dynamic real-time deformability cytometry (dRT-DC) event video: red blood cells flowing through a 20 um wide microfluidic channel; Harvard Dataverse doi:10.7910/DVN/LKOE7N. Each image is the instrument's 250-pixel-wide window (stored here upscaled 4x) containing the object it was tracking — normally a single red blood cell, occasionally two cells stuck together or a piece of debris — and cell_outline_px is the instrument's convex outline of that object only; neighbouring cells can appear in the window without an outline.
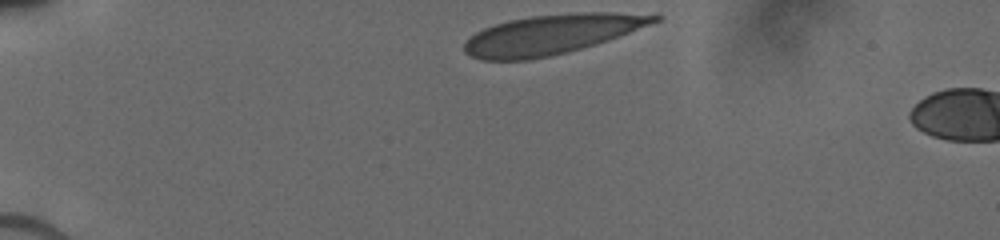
{"species": "human", "species_latin": "Homo sapiens", "temperature_condition": "cold", "stored_images_in_passage": 3, "camera_frame_rate_fps": 3000, "um_per_image_px": 0.085, "donor": {"sex": "male"}, "frame": {"image": 1, "passage_image": 1, "time_ms": 0.0, "image_size_px": [1000, 240], "cell_outline_px": [[664, 16], [660, 20], [608, 40], [596, 44], [568, 52], [528, 60], [480, 60], [464, 52], [464, 44], [476, 32], [484, 28], [508, 20], [532, 16], [580, 12], [656, 12]], "centroid_in_image_um": [46.97, 2.9], "position_along_channel_um": 38.0, "area_um2": 44.04}}